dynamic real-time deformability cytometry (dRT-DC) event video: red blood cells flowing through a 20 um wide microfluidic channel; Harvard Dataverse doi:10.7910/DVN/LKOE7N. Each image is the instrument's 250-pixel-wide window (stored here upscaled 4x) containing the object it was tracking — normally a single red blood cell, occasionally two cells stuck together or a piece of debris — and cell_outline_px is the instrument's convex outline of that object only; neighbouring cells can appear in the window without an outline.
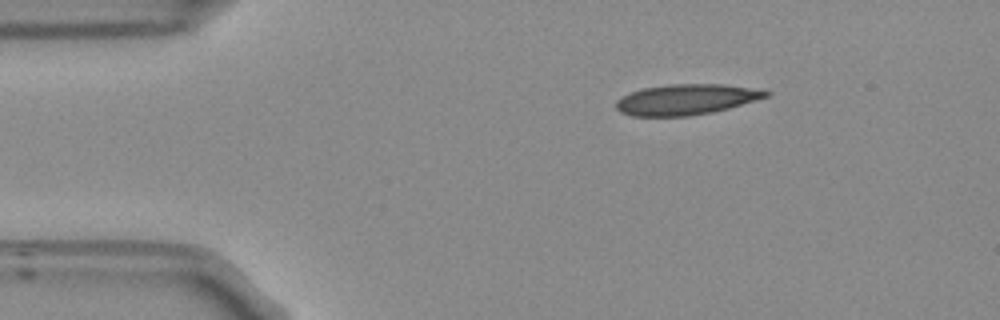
{"species": "Egyptian fruit bat (a non-hibernating species)", "species_latin": "Rousettus aegyptiacus", "temperature_condition": "room temperature", "stored_images_in_passage": 46, "camera_frame_rate_fps": 3000, "um_per_image_px": 0.085, "frame": {"image": 1, "passage_image": 1, "time_ms": 0.0, "image_size_px": [1000, 320], "cell_outline_px": [[772, 92], [768, 96], [728, 108], [712, 112], [688, 116], [632, 116], [620, 112], [616, 108], [616, 100], [628, 92], [644, 88], [668, 84], [724, 84]], "centroid_in_image_um": [58.25, 8.46], "position_along_channel_um": 26.7, "area_um2": 26.53}}
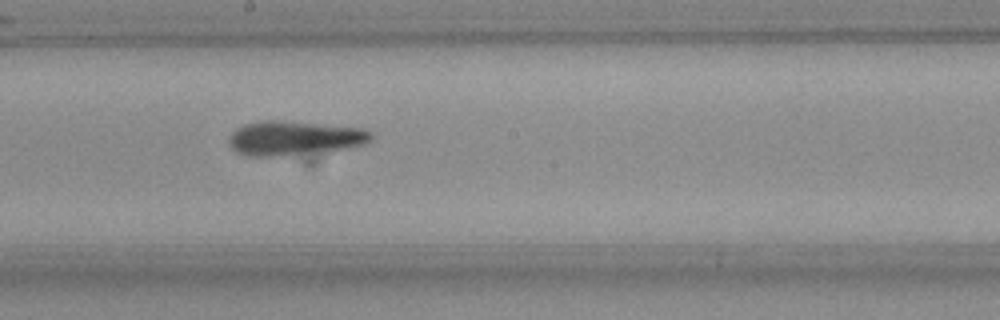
{"frame": {"image": 2, "passage_image": 21, "time_ms": 6.667, "image_size_px": [1000, 320], "cell_outline_px": [[372, 140], [364, 144], [340, 148], [268, 156], [248, 156], [236, 152], [228, 144], [228, 140], [232, 132], [236, 128], [244, 124], [264, 120], [280, 120], [364, 128], [372, 132]], "centroid_in_image_um": [24.96, 11.7], "position_along_channel_um": 223.2, "area_um2": 27.8}}
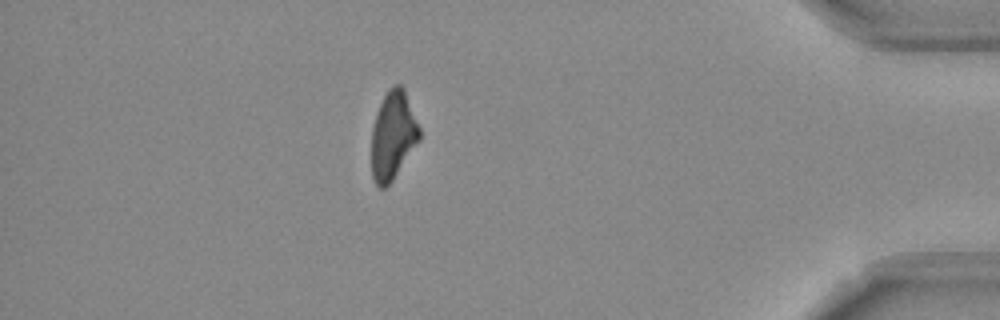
{"frame": {"image": 3, "passage_image": 39, "time_ms": 12.667, "image_size_px": [1000, 320], "cell_outline_px": [[420, 140], [392, 180], [384, 188], [380, 188], [376, 184], [372, 176], [372, 128], [376, 112], [388, 88], [396, 84], [400, 84], [404, 88], [420, 128]], "centroid_in_image_um": [33.4, 11.49], "position_along_channel_um": 401.8, "area_um2": 24.51}, "authors_computed_cell_mechanics": {"area_um2": 26.7325, "velocity_mm_per_s": 3.7664, "shape_relaxation_time_tau1_ms": null, "shape_relaxation_time_tau2_ms": 7.3356, "deformation_change_tau1": null, "deformation_change_tau2": 0.1843}}